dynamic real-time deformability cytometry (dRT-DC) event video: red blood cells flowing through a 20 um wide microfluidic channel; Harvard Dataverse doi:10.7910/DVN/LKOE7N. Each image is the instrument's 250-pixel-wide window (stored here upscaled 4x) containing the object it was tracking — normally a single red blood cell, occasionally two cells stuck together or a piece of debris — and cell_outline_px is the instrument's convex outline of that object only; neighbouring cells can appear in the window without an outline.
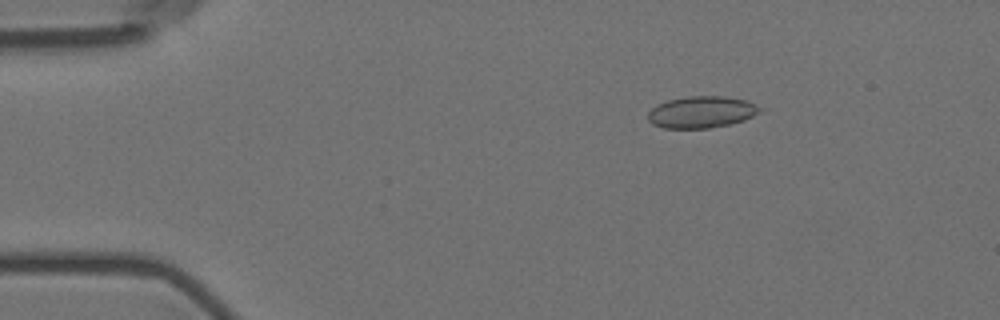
{"species": "Egyptian fruit bat (a non-hibernating species)", "species_latin": "Rousettus aegyptiacus", "temperature_condition": "room temperature", "stored_images_in_passage": 9, "camera_frame_rate_fps": 3000, "um_per_image_px": 0.085, "animal": {"sex": "female"}, "frame": {"image": 1, "passage_image": 1, "time_ms": 0.0, "image_size_px": [1000, 320], "cell_outline_px": [[764, 108], [752, 116], [744, 120], [728, 124], [708, 128], [664, 128], [652, 124], [648, 120], [648, 112], [652, 108], [668, 100], [688, 96], [724, 96], [748, 100]], "centroid_in_image_um": [59.65, 9.52], "position_along_channel_um": 25.4, "area_um2": 20.63}}